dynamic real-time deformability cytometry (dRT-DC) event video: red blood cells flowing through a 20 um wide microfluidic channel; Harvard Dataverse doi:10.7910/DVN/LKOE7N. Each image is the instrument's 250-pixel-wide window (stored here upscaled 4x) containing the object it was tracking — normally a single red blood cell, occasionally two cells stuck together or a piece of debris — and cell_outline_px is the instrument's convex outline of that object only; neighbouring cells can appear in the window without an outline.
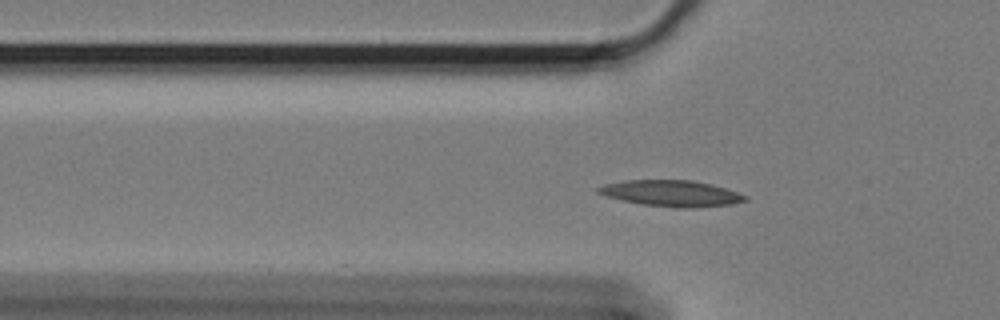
{"species": "Egyptian fruit bat (a non-hibernating species)", "species_latin": "Rousettus aegyptiacus", "temperature_condition": "cold", "stored_images_in_passage": 54, "camera_frame_rate_fps": 3000, "um_per_image_px": 0.085, "animal": {"sex": "female"}, "frame": {"image": 1, "passage_image": 13, "time_ms": 4.0, "image_size_px": [1000, 320], "cell_outline_px": [[748, 200], [732, 204], [696, 208], [680, 208], [644, 204], [604, 196], [596, 192], [596, 188], [604, 184], [624, 180], [692, 180], [712, 184], [748, 196]], "centroid_in_image_um": [57.07, 16.43], "position_along_channel_um": 68.7, "area_um2": 22.37}}
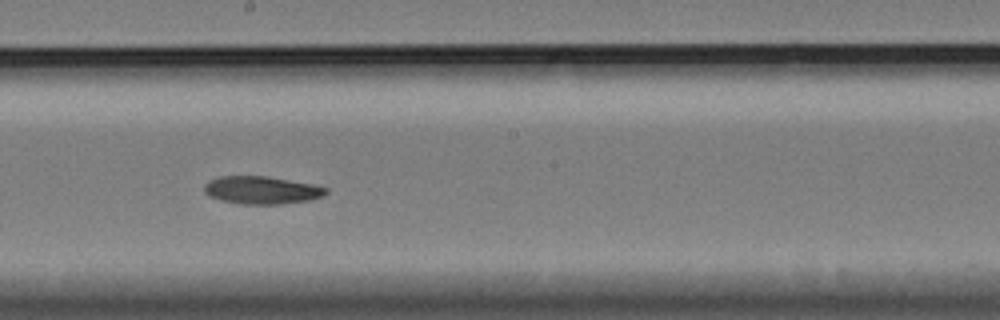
{"frame": {"image": 2, "passage_image": 27, "time_ms": 8.667, "image_size_px": [1000, 320], "cell_outline_px": [[328, 192], [324, 196], [308, 200], [284, 204], [240, 204], [220, 200], [208, 196], [204, 192], [204, 184], [208, 180], [220, 176], [268, 176], [312, 184], [328, 188]], "centroid_in_image_um": [22.22, 16.16], "position_along_channel_um": 226.0, "area_um2": 19.88}}
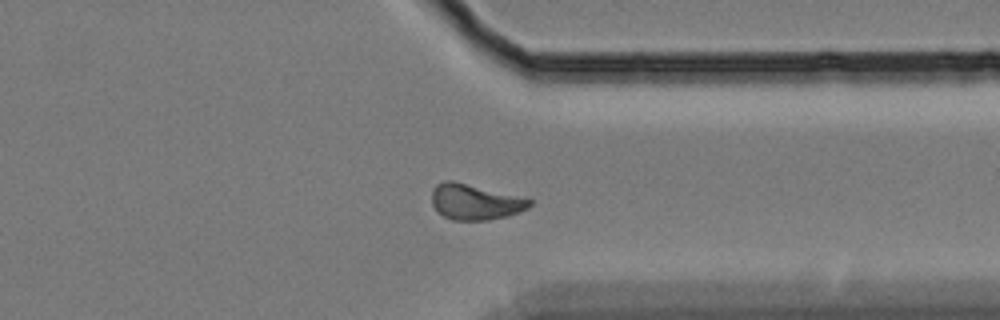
{"frame": {"image": 3, "passage_image": 40, "time_ms": 13.0, "image_size_px": [1000, 320], "cell_outline_px": [[532, 204], [528, 208], [520, 212], [508, 216], [488, 220], [452, 220], [436, 212], [432, 204], [432, 188], [436, 184], [444, 180], [452, 180], [532, 200]], "centroid_in_image_um": [40.33, 17.17], "position_along_channel_um": 371.1, "area_um2": 20.23}, "authors_computed_cell_mechanics": {"area_um2": 20.0566, "velocity_mm_per_s": 3.3535, "shape_relaxation_time_tau1_ms": 10.1448, "shape_relaxation_time_tau2_ms": null, "deformation_change_tau1": 0.2021, "deformation_change_tau2": null}}